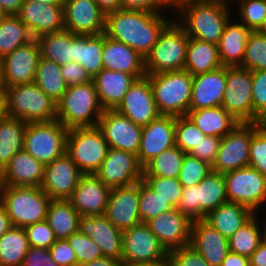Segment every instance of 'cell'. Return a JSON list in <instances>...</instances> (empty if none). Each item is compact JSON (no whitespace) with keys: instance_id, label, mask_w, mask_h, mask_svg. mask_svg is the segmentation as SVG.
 I'll list each match as a JSON object with an SVG mask.
<instances>
[{"instance_id":"obj_33","label":"cell","mask_w":266,"mask_h":266,"mask_svg":"<svg viewBox=\"0 0 266 266\" xmlns=\"http://www.w3.org/2000/svg\"><path fill=\"white\" fill-rule=\"evenodd\" d=\"M186 116L205 136L222 138L239 124L222 106L189 110Z\"/></svg>"},{"instance_id":"obj_36","label":"cell","mask_w":266,"mask_h":266,"mask_svg":"<svg viewBox=\"0 0 266 266\" xmlns=\"http://www.w3.org/2000/svg\"><path fill=\"white\" fill-rule=\"evenodd\" d=\"M103 33L98 35L74 34V61L93 79L104 67L102 61Z\"/></svg>"},{"instance_id":"obj_50","label":"cell","mask_w":266,"mask_h":266,"mask_svg":"<svg viewBox=\"0 0 266 266\" xmlns=\"http://www.w3.org/2000/svg\"><path fill=\"white\" fill-rule=\"evenodd\" d=\"M211 171L210 164L185 153L178 180L183 187L194 186L199 184Z\"/></svg>"},{"instance_id":"obj_43","label":"cell","mask_w":266,"mask_h":266,"mask_svg":"<svg viewBox=\"0 0 266 266\" xmlns=\"http://www.w3.org/2000/svg\"><path fill=\"white\" fill-rule=\"evenodd\" d=\"M33 39L29 29L17 15H6L0 22V58Z\"/></svg>"},{"instance_id":"obj_13","label":"cell","mask_w":266,"mask_h":266,"mask_svg":"<svg viewBox=\"0 0 266 266\" xmlns=\"http://www.w3.org/2000/svg\"><path fill=\"white\" fill-rule=\"evenodd\" d=\"M262 124L239 123L222 137L212 171L224 174L248 166L250 141L253 133Z\"/></svg>"},{"instance_id":"obj_30","label":"cell","mask_w":266,"mask_h":266,"mask_svg":"<svg viewBox=\"0 0 266 266\" xmlns=\"http://www.w3.org/2000/svg\"><path fill=\"white\" fill-rule=\"evenodd\" d=\"M45 165L24 149L16 153L0 173V185L40 187Z\"/></svg>"},{"instance_id":"obj_63","label":"cell","mask_w":266,"mask_h":266,"mask_svg":"<svg viewBox=\"0 0 266 266\" xmlns=\"http://www.w3.org/2000/svg\"><path fill=\"white\" fill-rule=\"evenodd\" d=\"M25 0H0V9L6 15H17Z\"/></svg>"},{"instance_id":"obj_42","label":"cell","mask_w":266,"mask_h":266,"mask_svg":"<svg viewBox=\"0 0 266 266\" xmlns=\"http://www.w3.org/2000/svg\"><path fill=\"white\" fill-rule=\"evenodd\" d=\"M29 247L24 228L12 226L0 237V266H21Z\"/></svg>"},{"instance_id":"obj_28","label":"cell","mask_w":266,"mask_h":266,"mask_svg":"<svg viewBox=\"0 0 266 266\" xmlns=\"http://www.w3.org/2000/svg\"><path fill=\"white\" fill-rule=\"evenodd\" d=\"M226 88V67L193 76L190 110L221 106Z\"/></svg>"},{"instance_id":"obj_23","label":"cell","mask_w":266,"mask_h":266,"mask_svg":"<svg viewBox=\"0 0 266 266\" xmlns=\"http://www.w3.org/2000/svg\"><path fill=\"white\" fill-rule=\"evenodd\" d=\"M176 117L159 115L148 125L142 127L141 145L138 160L142 167L161 152L175 145Z\"/></svg>"},{"instance_id":"obj_72","label":"cell","mask_w":266,"mask_h":266,"mask_svg":"<svg viewBox=\"0 0 266 266\" xmlns=\"http://www.w3.org/2000/svg\"><path fill=\"white\" fill-rule=\"evenodd\" d=\"M6 17V14L0 9V22Z\"/></svg>"},{"instance_id":"obj_51","label":"cell","mask_w":266,"mask_h":266,"mask_svg":"<svg viewBox=\"0 0 266 266\" xmlns=\"http://www.w3.org/2000/svg\"><path fill=\"white\" fill-rule=\"evenodd\" d=\"M67 240L75 252L78 266L103 257L100 247L80 231L71 234Z\"/></svg>"},{"instance_id":"obj_32","label":"cell","mask_w":266,"mask_h":266,"mask_svg":"<svg viewBox=\"0 0 266 266\" xmlns=\"http://www.w3.org/2000/svg\"><path fill=\"white\" fill-rule=\"evenodd\" d=\"M252 31L231 17L224 27L218 43V55L222 66H242L249 34Z\"/></svg>"},{"instance_id":"obj_29","label":"cell","mask_w":266,"mask_h":266,"mask_svg":"<svg viewBox=\"0 0 266 266\" xmlns=\"http://www.w3.org/2000/svg\"><path fill=\"white\" fill-rule=\"evenodd\" d=\"M103 67L134 75L137 79L146 76L145 58L128 45L113 40L103 33Z\"/></svg>"},{"instance_id":"obj_31","label":"cell","mask_w":266,"mask_h":266,"mask_svg":"<svg viewBox=\"0 0 266 266\" xmlns=\"http://www.w3.org/2000/svg\"><path fill=\"white\" fill-rule=\"evenodd\" d=\"M136 79L134 75L103 68L92 79L102 108L116 109Z\"/></svg>"},{"instance_id":"obj_64","label":"cell","mask_w":266,"mask_h":266,"mask_svg":"<svg viewBox=\"0 0 266 266\" xmlns=\"http://www.w3.org/2000/svg\"><path fill=\"white\" fill-rule=\"evenodd\" d=\"M99 9L106 15L120 9V0H94Z\"/></svg>"},{"instance_id":"obj_68","label":"cell","mask_w":266,"mask_h":266,"mask_svg":"<svg viewBox=\"0 0 266 266\" xmlns=\"http://www.w3.org/2000/svg\"><path fill=\"white\" fill-rule=\"evenodd\" d=\"M6 116V96L4 91H0V121L3 120Z\"/></svg>"},{"instance_id":"obj_9","label":"cell","mask_w":266,"mask_h":266,"mask_svg":"<svg viewBox=\"0 0 266 266\" xmlns=\"http://www.w3.org/2000/svg\"><path fill=\"white\" fill-rule=\"evenodd\" d=\"M69 130L57 119L27 123L23 149L44 165L64 155Z\"/></svg>"},{"instance_id":"obj_25","label":"cell","mask_w":266,"mask_h":266,"mask_svg":"<svg viewBox=\"0 0 266 266\" xmlns=\"http://www.w3.org/2000/svg\"><path fill=\"white\" fill-rule=\"evenodd\" d=\"M17 16L35 39L41 35L64 29L63 5L25 0Z\"/></svg>"},{"instance_id":"obj_10","label":"cell","mask_w":266,"mask_h":266,"mask_svg":"<svg viewBox=\"0 0 266 266\" xmlns=\"http://www.w3.org/2000/svg\"><path fill=\"white\" fill-rule=\"evenodd\" d=\"M108 149L98 126L69 129L66 152L83 174H94L101 167Z\"/></svg>"},{"instance_id":"obj_5","label":"cell","mask_w":266,"mask_h":266,"mask_svg":"<svg viewBox=\"0 0 266 266\" xmlns=\"http://www.w3.org/2000/svg\"><path fill=\"white\" fill-rule=\"evenodd\" d=\"M50 201L41 187L0 185V202L13 227L24 228L46 220Z\"/></svg>"},{"instance_id":"obj_24","label":"cell","mask_w":266,"mask_h":266,"mask_svg":"<svg viewBox=\"0 0 266 266\" xmlns=\"http://www.w3.org/2000/svg\"><path fill=\"white\" fill-rule=\"evenodd\" d=\"M110 191L95 174H83L68 200L81 216L105 215Z\"/></svg>"},{"instance_id":"obj_71","label":"cell","mask_w":266,"mask_h":266,"mask_svg":"<svg viewBox=\"0 0 266 266\" xmlns=\"http://www.w3.org/2000/svg\"><path fill=\"white\" fill-rule=\"evenodd\" d=\"M257 32L261 35L266 36V18L264 20V22L262 23V25L259 27V29L257 30Z\"/></svg>"},{"instance_id":"obj_37","label":"cell","mask_w":266,"mask_h":266,"mask_svg":"<svg viewBox=\"0 0 266 266\" xmlns=\"http://www.w3.org/2000/svg\"><path fill=\"white\" fill-rule=\"evenodd\" d=\"M80 216L69 200L51 199L46 221L56 239H67L79 231Z\"/></svg>"},{"instance_id":"obj_4","label":"cell","mask_w":266,"mask_h":266,"mask_svg":"<svg viewBox=\"0 0 266 266\" xmlns=\"http://www.w3.org/2000/svg\"><path fill=\"white\" fill-rule=\"evenodd\" d=\"M160 115L186 116L190 110L193 76L186 70L146 74Z\"/></svg>"},{"instance_id":"obj_58","label":"cell","mask_w":266,"mask_h":266,"mask_svg":"<svg viewBox=\"0 0 266 266\" xmlns=\"http://www.w3.org/2000/svg\"><path fill=\"white\" fill-rule=\"evenodd\" d=\"M49 252L59 266H78L75 252L67 239H56Z\"/></svg>"},{"instance_id":"obj_17","label":"cell","mask_w":266,"mask_h":266,"mask_svg":"<svg viewBox=\"0 0 266 266\" xmlns=\"http://www.w3.org/2000/svg\"><path fill=\"white\" fill-rule=\"evenodd\" d=\"M83 173L67 152L45 165L41 189L51 199L68 200Z\"/></svg>"},{"instance_id":"obj_60","label":"cell","mask_w":266,"mask_h":266,"mask_svg":"<svg viewBox=\"0 0 266 266\" xmlns=\"http://www.w3.org/2000/svg\"><path fill=\"white\" fill-rule=\"evenodd\" d=\"M21 266H59L51 257L49 249L29 247Z\"/></svg>"},{"instance_id":"obj_55","label":"cell","mask_w":266,"mask_h":266,"mask_svg":"<svg viewBox=\"0 0 266 266\" xmlns=\"http://www.w3.org/2000/svg\"><path fill=\"white\" fill-rule=\"evenodd\" d=\"M168 266H210L191 246L177 248L168 252Z\"/></svg>"},{"instance_id":"obj_35","label":"cell","mask_w":266,"mask_h":266,"mask_svg":"<svg viewBox=\"0 0 266 266\" xmlns=\"http://www.w3.org/2000/svg\"><path fill=\"white\" fill-rule=\"evenodd\" d=\"M221 66L218 45L189 37L184 70L196 76Z\"/></svg>"},{"instance_id":"obj_57","label":"cell","mask_w":266,"mask_h":266,"mask_svg":"<svg viewBox=\"0 0 266 266\" xmlns=\"http://www.w3.org/2000/svg\"><path fill=\"white\" fill-rule=\"evenodd\" d=\"M221 143L220 137L205 136L188 154L213 165Z\"/></svg>"},{"instance_id":"obj_70","label":"cell","mask_w":266,"mask_h":266,"mask_svg":"<svg viewBox=\"0 0 266 266\" xmlns=\"http://www.w3.org/2000/svg\"><path fill=\"white\" fill-rule=\"evenodd\" d=\"M4 79H3V65H2V58H0V91H4Z\"/></svg>"},{"instance_id":"obj_22","label":"cell","mask_w":266,"mask_h":266,"mask_svg":"<svg viewBox=\"0 0 266 266\" xmlns=\"http://www.w3.org/2000/svg\"><path fill=\"white\" fill-rule=\"evenodd\" d=\"M40 45L37 39L18 47L2 58L5 87L34 82Z\"/></svg>"},{"instance_id":"obj_6","label":"cell","mask_w":266,"mask_h":266,"mask_svg":"<svg viewBox=\"0 0 266 266\" xmlns=\"http://www.w3.org/2000/svg\"><path fill=\"white\" fill-rule=\"evenodd\" d=\"M8 117L30 122L57 119V103L47 96L35 82L5 87Z\"/></svg>"},{"instance_id":"obj_21","label":"cell","mask_w":266,"mask_h":266,"mask_svg":"<svg viewBox=\"0 0 266 266\" xmlns=\"http://www.w3.org/2000/svg\"><path fill=\"white\" fill-rule=\"evenodd\" d=\"M64 29L73 34L98 35L105 31L106 15L94 0H64Z\"/></svg>"},{"instance_id":"obj_19","label":"cell","mask_w":266,"mask_h":266,"mask_svg":"<svg viewBox=\"0 0 266 266\" xmlns=\"http://www.w3.org/2000/svg\"><path fill=\"white\" fill-rule=\"evenodd\" d=\"M139 197L140 181L112 188L105 216L121 231L142 223L139 214Z\"/></svg>"},{"instance_id":"obj_18","label":"cell","mask_w":266,"mask_h":266,"mask_svg":"<svg viewBox=\"0 0 266 266\" xmlns=\"http://www.w3.org/2000/svg\"><path fill=\"white\" fill-rule=\"evenodd\" d=\"M192 220L172 208L146 222L167 252L190 245Z\"/></svg>"},{"instance_id":"obj_53","label":"cell","mask_w":266,"mask_h":266,"mask_svg":"<svg viewBox=\"0 0 266 266\" xmlns=\"http://www.w3.org/2000/svg\"><path fill=\"white\" fill-rule=\"evenodd\" d=\"M248 166L266 176V123H263L252 135Z\"/></svg>"},{"instance_id":"obj_8","label":"cell","mask_w":266,"mask_h":266,"mask_svg":"<svg viewBox=\"0 0 266 266\" xmlns=\"http://www.w3.org/2000/svg\"><path fill=\"white\" fill-rule=\"evenodd\" d=\"M227 202L223 174L211 171L199 184L183 187L177 209L195 221L205 219L210 212Z\"/></svg>"},{"instance_id":"obj_16","label":"cell","mask_w":266,"mask_h":266,"mask_svg":"<svg viewBox=\"0 0 266 266\" xmlns=\"http://www.w3.org/2000/svg\"><path fill=\"white\" fill-rule=\"evenodd\" d=\"M94 174L112 189L141 181L143 167L137 155L109 148L101 167Z\"/></svg>"},{"instance_id":"obj_54","label":"cell","mask_w":266,"mask_h":266,"mask_svg":"<svg viewBox=\"0 0 266 266\" xmlns=\"http://www.w3.org/2000/svg\"><path fill=\"white\" fill-rule=\"evenodd\" d=\"M29 246L49 249L55 243L53 230L46 220L24 227Z\"/></svg>"},{"instance_id":"obj_56","label":"cell","mask_w":266,"mask_h":266,"mask_svg":"<svg viewBox=\"0 0 266 266\" xmlns=\"http://www.w3.org/2000/svg\"><path fill=\"white\" fill-rule=\"evenodd\" d=\"M174 7L175 0H120V9L123 10H141L165 14L164 10H173Z\"/></svg>"},{"instance_id":"obj_59","label":"cell","mask_w":266,"mask_h":266,"mask_svg":"<svg viewBox=\"0 0 266 266\" xmlns=\"http://www.w3.org/2000/svg\"><path fill=\"white\" fill-rule=\"evenodd\" d=\"M60 72L66 81L67 87L85 84L92 81L86 70L75 61H72L67 65L60 66Z\"/></svg>"},{"instance_id":"obj_38","label":"cell","mask_w":266,"mask_h":266,"mask_svg":"<svg viewBox=\"0 0 266 266\" xmlns=\"http://www.w3.org/2000/svg\"><path fill=\"white\" fill-rule=\"evenodd\" d=\"M41 57L59 66L74 61V34L66 29L47 33L37 38Z\"/></svg>"},{"instance_id":"obj_48","label":"cell","mask_w":266,"mask_h":266,"mask_svg":"<svg viewBox=\"0 0 266 266\" xmlns=\"http://www.w3.org/2000/svg\"><path fill=\"white\" fill-rule=\"evenodd\" d=\"M238 4V19L251 31H257L266 18V0H230Z\"/></svg>"},{"instance_id":"obj_15","label":"cell","mask_w":266,"mask_h":266,"mask_svg":"<svg viewBox=\"0 0 266 266\" xmlns=\"http://www.w3.org/2000/svg\"><path fill=\"white\" fill-rule=\"evenodd\" d=\"M121 261L168 262V252L146 223L123 231Z\"/></svg>"},{"instance_id":"obj_20","label":"cell","mask_w":266,"mask_h":266,"mask_svg":"<svg viewBox=\"0 0 266 266\" xmlns=\"http://www.w3.org/2000/svg\"><path fill=\"white\" fill-rule=\"evenodd\" d=\"M116 110L142 127L148 125L160 115L147 75L135 80Z\"/></svg>"},{"instance_id":"obj_46","label":"cell","mask_w":266,"mask_h":266,"mask_svg":"<svg viewBox=\"0 0 266 266\" xmlns=\"http://www.w3.org/2000/svg\"><path fill=\"white\" fill-rule=\"evenodd\" d=\"M241 67L250 71L266 70V36L257 31L249 34Z\"/></svg>"},{"instance_id":"obj_47","label":"cell","mask_w":266,"mask_h":266,"mask_svg":"<svg viewBox=\"0 0 266 266\" xmlns=\"http://www.w3.org/2000/svg\"><path fill=\"white\" fill-rule=\"evenodd\" d=\"M172 209L156 192L140 181L139 214L142 223Z\"/></svg>"},{"instance_id":"obj_1","label":"cell","mask_w":266,"mask_h":266,"mask_svg":"<svg viewBox=\"0 0 266 266\" xmlns=\"http://www.w3.org/2000/svg\"><path fill=\"white\" fill-rule=\"evenodd\" d=\"M170 21L171 18L165 14L118 9L106 14L104 33L109 38L128 45L145 58Z\"/></svg>"},{"instance_id":"obj_3","label":"cell","mask_w":266,"mask_h":266,"mask_svg":"<svg viewBox=\"0 0 266 266\" xmlns=\"http://www.w3.org/2000/svg\"><path fill=\"white\" fill-rule=\"evenodd\" d=\"M103 111L93 80L67 87L57 102V120L68 130L96 127Z\"/></svg>"},{"instance_id":"obj_14","label":"cell","mask_w":266,"mask_h":266,"mask_svg":"<svg viewBox=\"0 0 266 266\" xmlns=\"http://www.w3.org/2000/svg\"><path fill=\"white\" fill-rule=\"evenodd\" d=\"M97 126L102 131L109 148L138 155L142 126L133 123L116 109L104 110Z\"/></svg>"},{"instance_id":"obj_65","label":"cell","mask_w":266,"mask_h":266,"mask_svg":"<svg viewBox=\"0 0 266 266\" xmlns=\"http://www.w3.org/2000/svg\"><path fill=\"white\" fill-rule=\"evenodd\" d=\"M122 261L110 258V257H101L95 259L89 263L82 264L79 266H121Z\"/></svg>"},{"instance_id":"obj_44","label":"cell","mask_w":266,"mask_h":266,"mask_svg":"<svg viewBox=\"0 0 266 266\" xmlns=\"http://www.w3.org/2000/svg\"><path fill=\"white\" fill-rule=\"evenodd\" d=\"M184 156L177 146L168 148L143 167L142 175L178 178Z\"/></svg>"},{"instance_id":"obj_62","label":"cell","mask_w":266,"mask_h":266,"mask_svg":"<svg viewBox=\"0 0 266 266\" xmlns=\"http://www.w3.org/2000/svg\"><path fill=\"white\" fill-rule=\"evenodd\" d=\"M221 266H250L249 257L229 251Z\"/></svg>"},{"instance_id":"obj_2","label":"cell","mask_w":266,"mask_h":266,"mask_svg":"<svg viewBox=\"0 0 266 266\" xmlns=\"http://www.w3.org/2000/svg\"><path fill=\"white\" fill-rule=\"evenodd\" d=\"M231 4L230 0H175L173 12L177 17L171 18L188 37L218 45L226 23L233 16Z\"/></svg>"},{"instance_id":"obj_45","label":"cell","mask_w":266,"mask_h":266,"mask_svg":"<svg viewBox=\"0 0 266 266\" xmlns=\"http://www.w3.org/2000/svg\"><path fill=\"white\" fill-rule=\"evenodd\" d=\"M142 181L172 208L178 207L183 189L178 178L142 175Z\"/></svg>"},{"instance_id":"obj_52","label":"cell","mask_w":266,"mask_h":266,"mask_svg":"<svg viewBox=\"0 0 266 266\" xmlns=\"http://www.w3.org/2000/svg\"><path fill=\"white\" fill-rule=\"evenodd\" d=\"M253 123H266V70L252 71Z\"/></svg>"},{"instance_id":"obj_49","label":"cell","mask_w":266,"mask_h":266,"mask_svg":"<svg viewBox=\"0 0 266 266\" xmlns=\"http://www.w3.org/2000/svg\"><path fill=\"white\" fill-rule=\"evenodd\" d=\"M205 135L191 122L187 116L176 117L175 145L185 153H189Z\"/></svg>"},{"instance_id":"obj_40","label":"cell","mask_w":266,"mask_h":266,"mask_svg":"<svg viewBox=\"0 0 266 266\" xmlns=\"http://www.w3.org/2000/svg\"><path fill=\"white\" fill-rule=\"evenodd\" d=\"M257 216L255 214L246 224L228 238L229 251L250 257L258 248L261 241L265 238V226L264 221L260 224L261 219Z\"/></svg>"},{"instance_id":"obj_11","label":"cell","mask_w":266,"mask_h":266,"mask_svg":"<svg viewBox=\"0 0 266 266\" xmlns=\"http://www.w3.org/2000/svg\"><path fill=\"white\" fill-rule=\"evenodd\" d=\"M223 176L227 201L248 207L259 214L260 207L266 202V176L250 166L228 171Z\"/></svg>"},{"instance_id":"obj_39","label":"cell","mask_w":266,"mask_h":266,"mask_svg":"<svg viewBox=\"0 0 266 266\" xmlns=\"http://www.w3.org/2000/svg\"><path fill=\"white\" fill-rule=\"evenodd\" d=\"M27 122L6 116L0 121V173L11 158L23 150Z\"/></svg>"},{"instance_id":"obj_41","label":"cell","mask_w":266,"mask_h":266,"mask_svg":"<svg viewBox=\"0 0 266 266\" xmlns=\"http://www.w3.org/2000/svg\"><path fill=\"white\" fill-rule=\"evenodd\" d=\"M34 82L55 103L66 92L67 84L60 72V66L40 56Z\"/></svg>"},{"instance_id":"obj_67","label":"cell","mask_w":266,"mask_h":266,"mask_svg":"<svg viewBox=\"0 0 266 266\" xmlns=\"http://www.w3.org/2000/svg\"><path fill=\"white\" fill-rule=\"evenodd\" d=\"M121 266H168V262H128V261H122Z\"/></svg>"},{"instance_id":"obj_26","label":"cell","mask_w":266,"mask_h":266,"mask_svg":"<svg viewBox=\"0 0 266 266\" xmlns=\"http://www.w3.org/2000/svg\"><path fill=\"white\" fill-rule=\"evenodd\" d=\"M79 231L100 247L104 257L121 261L123 231L116 228L105 215L80 216Z\"/></svg>"},{"instance_id":"obj_12","label":"cell","mask_w":266,"mask_h":266,"mask_svg":"<svg viewBox=\"0 0 266 266\" xmlns=\"http://www.w3.org/2000/svg\"><path fill=\"white\" fill-rule=\"evenodd\" d=\"M252 71L226 67V88L221 106L238 123H253Z\"/></svg>"},{"instance_id":"obj_73","label":"cell","mask_w":266,"mask_h":266,"mask_svg":"<svg viewBox=\"0 0 266 266\" xmlns=\"http://www.w3.org/2000/svg\"><path fill=\"white\" fill-rule=\"evenodd\" d=\"M264 226H265V237H266V218H265Z\"/></svg>"},{"instance_id":"obj_61","label":"cell","mask_w":266,"mask_h":266,"mask_svg":"<svg viewBox=\"0 0 266 266\" xmlns=\"http://www.w3.org/2000/svg\"><path fill=\"white\" fill-rule=\"evenodd\" d=\"M250 266H266V237L249 257Z\"/></svg>"},{"instance_id":"obj_69","label":"cell","mask_w":266,"mask_h":266,"mask_svg":"<svg viewBox=\"0 0 266 266\" xmlns=\"http://www.w3.org/2000/svg\"><path fill=\"white\" fill-rule=\"evenodd\" d=\"M40 3L50 4V5H63L64 0H33Z\"/></svg>"},{"instance_id":"obj_34","label":"cell","mask_w":266,"mask_h":266,"mask_svg":"<svg viewBox=\"0 0 266 266\" xmlns=\"http://www.w3.org/2000/svg\"><path fill=\"white\" fill-rule=\"evenodd\" d=\"M254 215L248 207L227 202L210 212L204 220L228 239Z\"/></svg>"},{"instance_id":"obj_7","label":"cell","mask_w":266,"mask_h":266,"mask_svg":"<svg viewBox=\"0 0 266 266\" xmlns=\"http://www.w3.org/2000/svg\"><path fill=\"white\" fill-rule=\"evenodd\" d=\"M188 35L172 19L160 32L157 42L145 57L146 74H158L184 69Z\"/></svg>"},{"instance_id":"obj_27","label":"cell","mask_w":266,"mask_h":266,"mask_svg":"<svg viewBox=\"0 0 266 266\" xmlns=\"http://www.w3.org/2000/svg\"><path fill=\"white\" fill-rule=\"evenodd\" d=\"M190 245L210 266H221L229 252L228 239L204 219L192 222Z\"/></svg>"},{"instance_id":"obj_66","label":"cell","mask_w":266,"mask_h":266,"mask_svg":"<svg viewBox=\"0 0 266 266\" xmlns=\"http://www.w3.org/2000/svg\"><path fill=\"white\" fill-rule=\"evenodd\" d=\"M12 227L5 206L0 202V237Z\"/></svg>"}]
</instances>
